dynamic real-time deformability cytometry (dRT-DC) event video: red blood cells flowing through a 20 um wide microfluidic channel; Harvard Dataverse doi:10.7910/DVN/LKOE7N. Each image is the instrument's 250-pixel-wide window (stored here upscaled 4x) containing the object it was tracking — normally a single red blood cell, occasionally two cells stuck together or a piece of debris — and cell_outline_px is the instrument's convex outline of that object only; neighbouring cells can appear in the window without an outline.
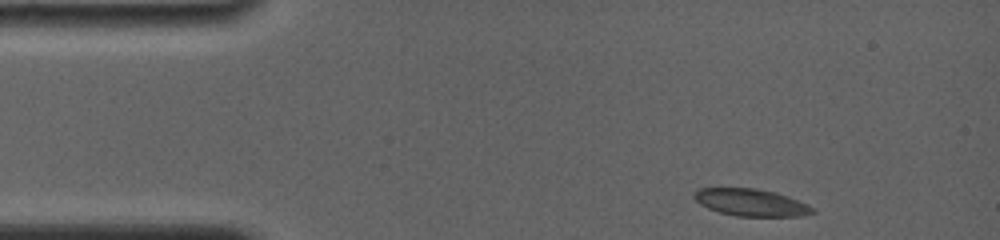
{"species": "common noctule bat (a hibernating species)", "species_latin": "Nyctalus noctula", "temperature_condition": "room temperature", "stored_images_in_passage": 16, "camera_frame_rate_fps": 4000, "um_per_image_px": 0.085, "animal": {"sex": "female", "body_mass_g": 19.0, "forearm_length_mm": 56.7}, "frame": {"image": 1, "passage_image": 1, "time_ms": 0.0, "image_size_px": [1000, 240], "cell_outline_px": [[816, 212], [804, 216], [736, 216], [720, 212], [708, 208], [700, 204], [692, 196], [692, 192], [700, 188], [756, 188], [776, 192], [788, 196], [808, 204]], "centroid_in_image_um": [63.83, 17.2], "position_along_channel_um": 21.2, "area_um2": 18.84}}
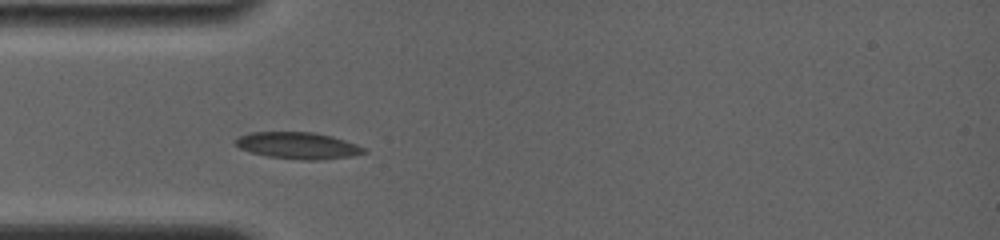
{"frame": {"image": 2, "passage_image": 15, "time_ms": 2.75, "image_size_px": [1000, 240], "cell_outline_px": [[368, 152], [352, 156], [320, 160], [300, 160], [268, 156], [252, 152], [240, 148], [236, 144], [236, 140], [240, 136], [248, 132], [312, 132], [332, 136], [368, 148]], "centroid_in_image_um": [25.39, 12.37], "position_along_channel_um": 59.6, "area_um2": 19.94}}